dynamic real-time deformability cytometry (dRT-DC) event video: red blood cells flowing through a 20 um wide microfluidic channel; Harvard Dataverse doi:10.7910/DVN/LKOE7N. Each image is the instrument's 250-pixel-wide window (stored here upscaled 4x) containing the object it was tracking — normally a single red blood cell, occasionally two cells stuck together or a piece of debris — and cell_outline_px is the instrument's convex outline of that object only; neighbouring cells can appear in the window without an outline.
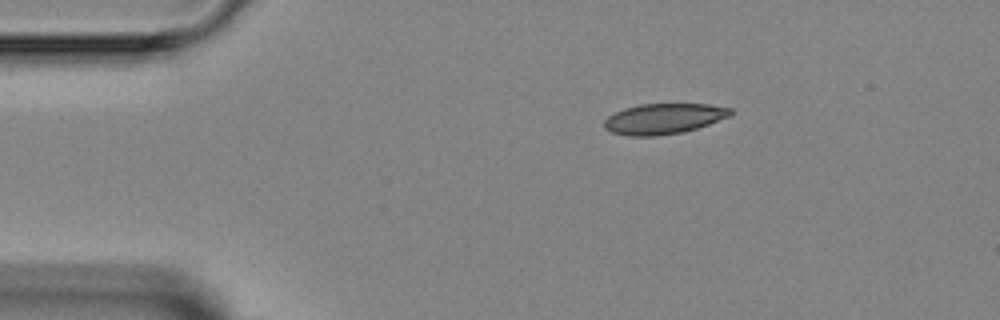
{"species": "Egyptian fruit bat (a non-hibernating species)", "species_latin": "Rousettus aegyptiacus", "temperature_condition": "room temperature", "stored_images_in_passage": 2, "camera_frame_rate_fps": 3000, "um_per_image_px": 0.085, "animal": {"sex": "female"}, "frame": {"image": 1, "passage_image": 2, "time_ms": 2.333, "image_size_px": [1000, 320], "cell_outline_px": [[732, 116], [684, 132], [656, 136], [628, 136], [612, 132], [604, 128], [604, 120], [608, 116], [624, 108], [640, 104], [708, 104], [732, 108]], "centroid_in_image_um": [56.42, 10.09], "position_along_channel_um": 28.6, "area_um2": 22.54}}